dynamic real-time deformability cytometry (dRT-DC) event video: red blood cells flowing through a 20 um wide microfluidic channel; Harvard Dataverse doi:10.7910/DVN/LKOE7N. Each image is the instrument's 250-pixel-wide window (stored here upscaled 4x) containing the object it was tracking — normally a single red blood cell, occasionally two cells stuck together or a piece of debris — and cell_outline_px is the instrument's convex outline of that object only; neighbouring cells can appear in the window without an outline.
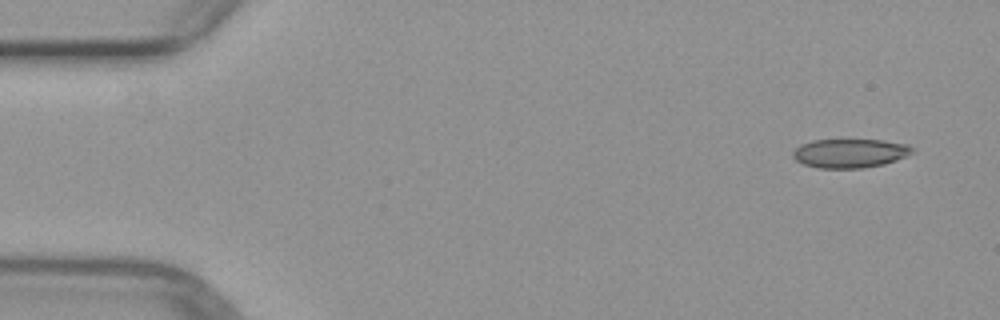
{"species": "common noctule bat (a hibernating species)", "species_latin": "Nyctalus noctula", "temperature_condition": "warm", "stored_images_in_passage": 2, "camera_frame_rate_fps": 3000, "um_per_image_px": 0.085, "animal": {"sex": "female", "body_mass_g": 29.2, "forearm_length_mm": 56.3}, "frame": {"image": 1, "passage_image": 1, "time_ms": 0.0, "image_size_px": [1000, 320], "cell_outline_px": [[912, 152], [896, 160], [884, 164], [864, 168], [820, 168], [804, 164], [796, 160], [792, 156], [792, 152], [800, 144], [812, 140], [884, 140], [908, 144], [912, 148]], "centroid_in_image_um": [72.22, 13.02], "position_along_channel_um": 12.8, "area_um2": 20.06}}